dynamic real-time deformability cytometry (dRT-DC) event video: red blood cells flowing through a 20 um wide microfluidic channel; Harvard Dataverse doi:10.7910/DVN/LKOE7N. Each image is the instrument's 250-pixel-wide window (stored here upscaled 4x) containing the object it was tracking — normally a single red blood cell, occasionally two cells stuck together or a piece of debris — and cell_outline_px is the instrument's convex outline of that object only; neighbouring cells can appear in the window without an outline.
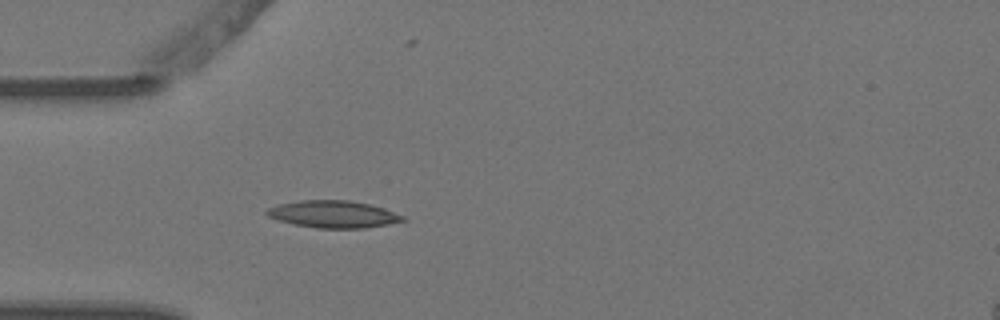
{"species": "Egyptian fruit bat (a non-hibernating species)", "species_latin": "Rousettus aegyptiacus", "temperature_condition": "warm", "stored_images_in_passage": 5, "camera_frame_rate_fps": 3000, "um_per_image_px": 0.085, "animal": {"sex": "female"}, "frame": {"image": 1, "passage_image": 5, "time_ms": 1.333, "image_size_px": [1000, 320], "cell_outline_px": [[408, 220], [388, 224], [364, 228], [316, 228], [296, 224], [280, 220], [268, 216], [264, 212], [268, 208], [280, 204], [300, 200], [348, 200], [368, 204], [384, 208], [404, 216]], "centroid_in_image_um": [28.35, 18.2], "position_along_channel_um": 56.6, "area_um2": 21.33}}